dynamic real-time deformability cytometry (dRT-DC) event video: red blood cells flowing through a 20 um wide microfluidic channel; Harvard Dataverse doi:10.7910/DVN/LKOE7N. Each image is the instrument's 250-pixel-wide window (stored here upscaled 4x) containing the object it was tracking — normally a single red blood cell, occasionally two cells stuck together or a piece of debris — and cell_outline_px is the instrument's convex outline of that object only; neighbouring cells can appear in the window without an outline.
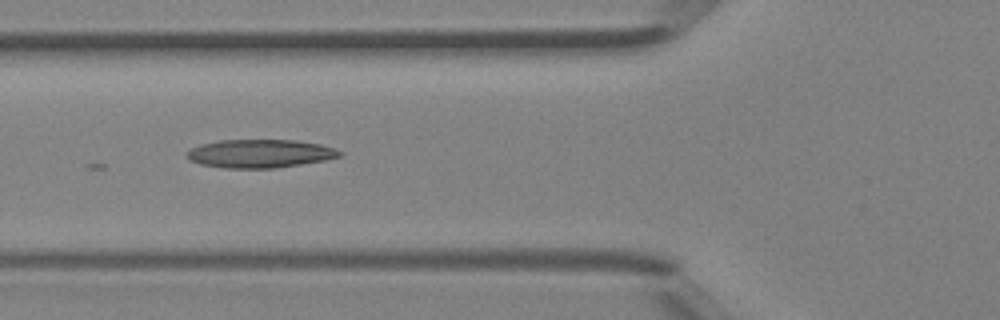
{"species": "Egyptian fruit bat (a non-hibernating species)", "species_latin": "Rousettus aegyptiacus", "temperature_condition": "room temperature", "stored_images_in_passage": 5, "camera_frame_rate_fps": 3000, "um_per_image_px": 0.085, "animal": {"sex": "female"}, "frame": {"image": 1, "passage_image": 5, "time_ms": 1.333, "image_size_px": [1000, 320], "cell_outline_px": [[344, 152], [340, 156], [324, 160], [300, 164], [272, 168], [224, 168], [200, 164], [188, 160], [184, 156], [184, 152], [200, 144], [220, 140], [296, 140], [320, 144], [336, 148]], "centroid_in_image_um": [22.05, 13.05], "position_along_channel_um": 103.7, "area_um2": 25.37}}